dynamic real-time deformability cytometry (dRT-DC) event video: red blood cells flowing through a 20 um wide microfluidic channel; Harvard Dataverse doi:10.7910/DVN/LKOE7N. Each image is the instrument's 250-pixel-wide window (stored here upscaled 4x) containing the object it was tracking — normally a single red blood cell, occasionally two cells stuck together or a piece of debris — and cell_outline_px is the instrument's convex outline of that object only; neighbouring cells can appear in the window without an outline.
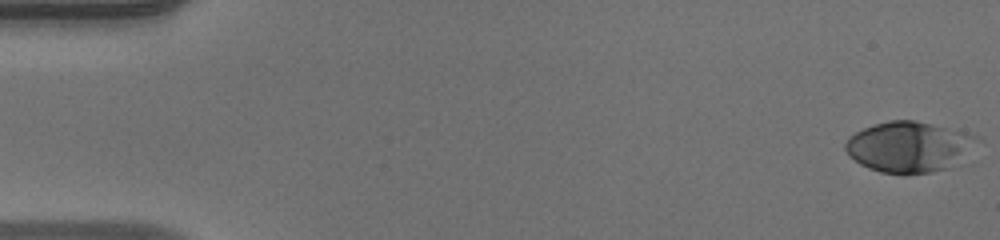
{"species": "human", "species_latin": "Homo sapiens", "temperature_condition": "warm", "stored_images_in_passage": 49, "camera_frame_rate_fps": 3000, "um_per_image_px": 0.085, "donor": {"sex": "male"}, "frame": {"image": 1, "passage_image": 1, "time_ms": 0.0, "image_size_px": [1000, 240], "cell_outline_px": [[984, 140], [944, 168], [932, 172], [904, 176], [900, 176], [880, 172], [868, 168], [860, 164], [848, 156], [844, 148], [844, 144], [848, 136], [872, 124], [888, 120], [916, 120], [976, 136]], "centroid_in_image_um": [77.16, 12.49], "position_along_channel_um": 7.8, "area_um2": 38.84}}
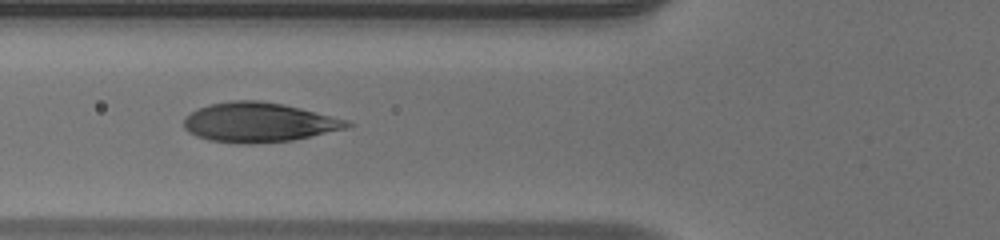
{"frame": {"image": 2, "passage_image": 19, "time_ms": 6.0, "image_size_px": [1000, 240], "cell_outline_px": [[352, 124], [348, 128], [292, 140], [248, 144], [208, 140], [196, 136], [188, 132], [184, 128], [184, 116], [200, 108], [212, 104], [232, 100], [260, 100], [284, 104], [348, 120]], "centroid_in_image_um": [21.98, 10.4], "position_along_channel_um": 103.8, "area_um2": 37.4}}
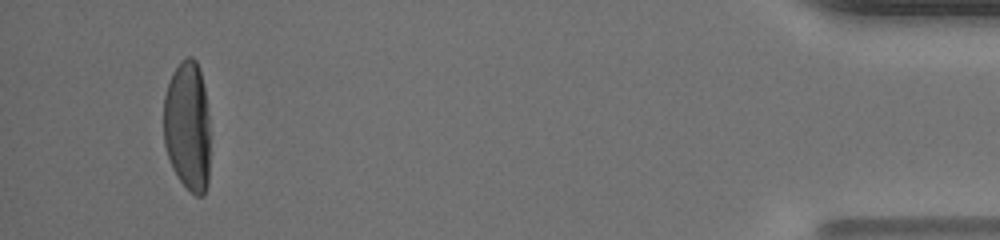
{"frame": {"image": 3, "passage_image": 47, "time_ms": 15.333, "image_size_px": [1000, 240], "cell_outline_px": [[208, 184], [204, 196], [196, 196], [180, 180], [172, 168], [164, 144], [164, 96], [172, 72], [180, 60], [184, 56], [192, 56], [196, 60], [200, 72], [204, 88], [208, 112]], "centroid_in_image_um": [15.93, 10.69], "position_along_channel_um": 419.3, "area_um2": 35.26}}